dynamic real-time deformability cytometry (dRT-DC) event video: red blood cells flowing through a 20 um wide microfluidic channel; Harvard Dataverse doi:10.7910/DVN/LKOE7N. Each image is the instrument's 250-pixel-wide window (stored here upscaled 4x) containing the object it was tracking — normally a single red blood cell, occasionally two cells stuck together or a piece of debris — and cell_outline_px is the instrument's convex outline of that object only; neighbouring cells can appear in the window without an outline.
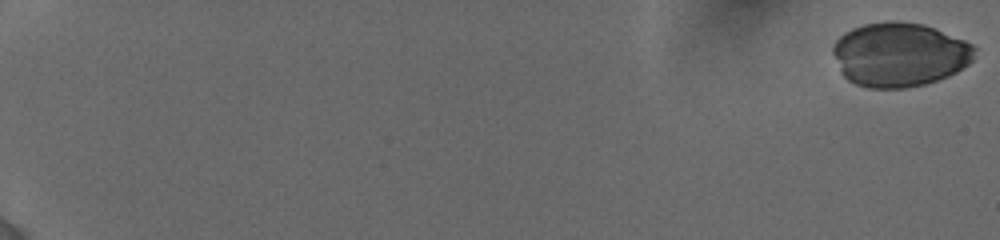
{"species": "human", "species_latin": "Homo sapiens", "temperature_condition": "cold", "stored_images_in_passage": 17, "camera_frame_rate_fps": 3000, "um_per_image_px": 0.085, "donor": {"sex": "female"}, "frame": {"image": 1, "passage_image": 1, "time_ms": 0.0, "image_size_px": [1000, 240], "cell_outline_px": [[976, 48], [972, 60], [968, 64], [956, 72], [948, 76], [924, 84], [904, 88], [868, 88], [856, 84], [848, 80], [840, 72], [832, 52], [832, 44], [844, 32], [852, 28], [864, 24], [888, 20], [896, 20], [924, 24], [936, 28], [964, 40], [972, 44]], "centroid_in_image_um": [76.43, 4.62], "position_along_channel_um": 8.6, "area_um2": 53.29}}
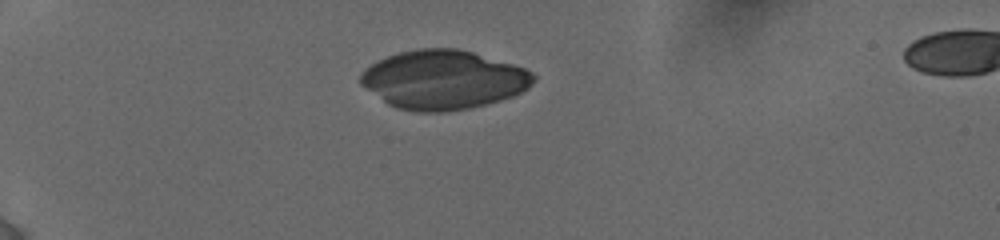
{"frame": {"image": 2, "passage_image": 11, "time_ms": 5.667, "image_size_px": [1000, 240], "cell_outline_px": [[536, 80], [528, 88], [512, 96], [500, 100], [468, 108], [444, 112], [416, 112], [396, 108], [388, 104], [360, 84], [360, 76], [372, 64], [388, 56], [400, 52], [420, 48], [456, 48], [472, 52], [512, 64], [524, 68], [532, 72], [536, 76]], "centroid_in_image_um": [37.7, 6.78], "position_along_channel_um": 47.3, "area_um2": 58.96}}